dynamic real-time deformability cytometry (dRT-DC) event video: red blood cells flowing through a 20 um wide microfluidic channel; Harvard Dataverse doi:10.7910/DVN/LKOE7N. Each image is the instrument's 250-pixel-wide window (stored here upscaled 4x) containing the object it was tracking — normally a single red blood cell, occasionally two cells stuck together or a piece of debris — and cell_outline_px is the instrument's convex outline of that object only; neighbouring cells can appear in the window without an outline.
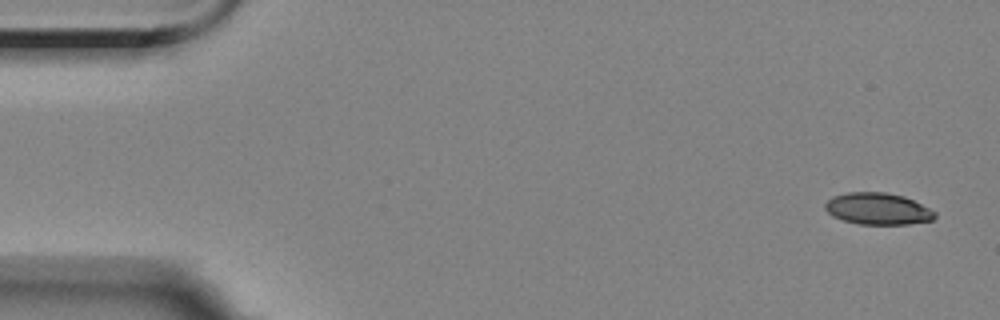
{"species": "Egyptian fruit bat (a non-hibernating species)", "species_latin": "Rousettus aegyptiacus", "temperature_condition": "room temperature", "stored_images_in_passage": 5, "camera_frame_rate_fps": 3000, "um_per_image_px": 0.085, "animal": {"sex": "female"}, "frame": {"image": 1, "passage_image": 1, "time_ms": 0.0, "image_size_px": [1000, 320], "cell_outline_px": [[936, 216], [932, 220], [908, 224], [860, 224], [844, 220], [832, 216], [824, 208], [824, 204], [832, 196], [848, 192], [884, 192], [904, 196], [936, 212]], "centroid_in_image_um": [74.59, 17.74], "position_along_channel_um": 10.4, "area_um2": 20.17}}